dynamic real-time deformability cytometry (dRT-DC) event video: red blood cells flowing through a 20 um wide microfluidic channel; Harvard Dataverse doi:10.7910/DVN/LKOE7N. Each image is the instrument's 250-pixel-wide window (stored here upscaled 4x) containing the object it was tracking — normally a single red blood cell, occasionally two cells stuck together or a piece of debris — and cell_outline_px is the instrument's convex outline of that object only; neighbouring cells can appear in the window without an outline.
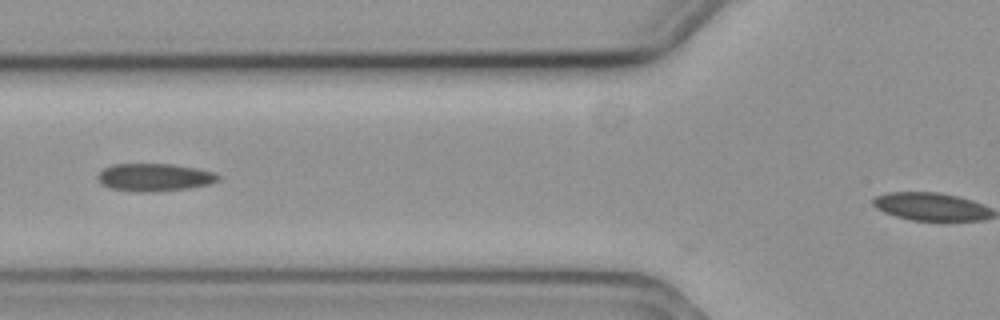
{"species": "common noctule bat (a hibernating species)", "species_latin": "Nyctalus noctula", "temperature_condition": "cold", "stored_images_in_passage": 37, "camera_frame_rate_fps": 3000, "um_per_image_px": 0.085, "animal": {"sex": "female", "body_mass_g": 19.3, "forearm_length_mm": 54.1}, "frame": {"image": 1, "passage_image": 9, "time_ms": 2.667, "image_size_px": [1000, 320], "cell_outline_px": [[220, 180], [208, 184], [188, 188], [156, 192], [136, 192], [112, 188], [100, 184], [96, 176], [104, 168], [112, 164], [172, 164], [196, 168], [212, 172], [220, 176]], "centroid_in_image_um": [13.1, 15.07], "position_along_channel_um": 112.7, "area_um2": 19.48}}
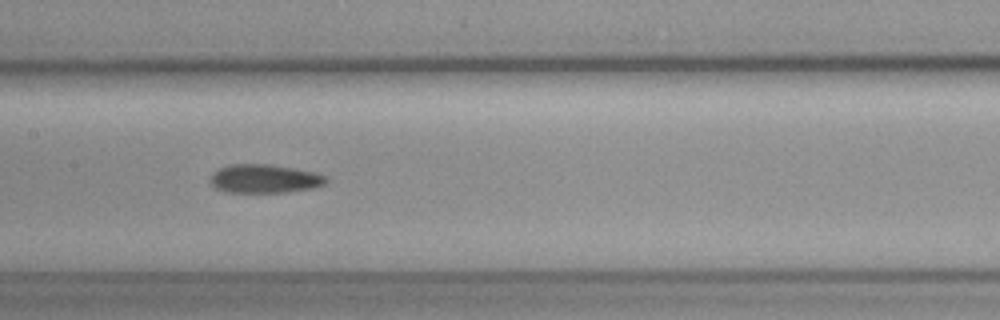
{"frame": {"image": 2, "passage_image": 15, "time_ms": 4.667, "image_size_px": [1000, 320], "cell_outline_px": [[328, 180], [324, 184], [312, 188], [284, 192], [228, 192], [212, 188], [208, 180], [212, 172], [228, 164], [268, 164], [292, 168], [312, 172], [324, 176]], "centroid_in_image_um": [22.38, 15.19], "position_along_channel_um": 185.0, "area_um2": 19.31}}
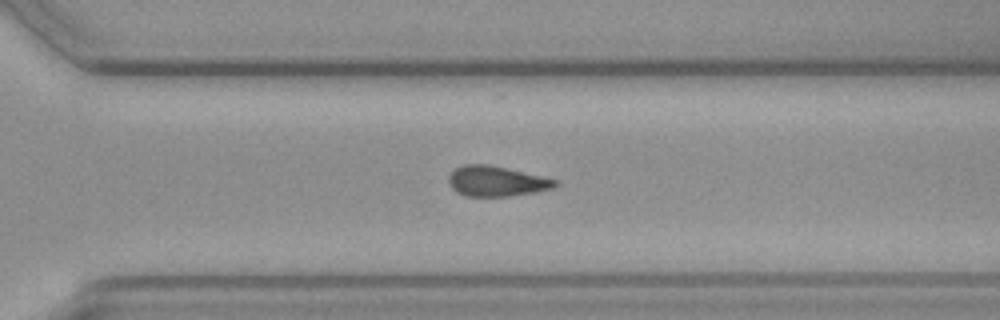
{"frame": {"image": 3, "passage_image": 27, "time_ms": 8.667, "image_size_px": [1000, 320], "cell_outline_px": [[560, 184], [552, 188], [536, 192], [508, 196], [464, 196], [456, 192], [448, 184], [448, 176], [456, 168], [464, 164], [488, 164], [540, 176], [556, 180]], "centroid_in_image_um": [42.15, 15.41], "position_along_channel_um": 328.4, "area_um2": 18.67}, "authors_computed_cell_mechanics": {"area_um2": 19.1318, "velocity_mm_per_s": 3.5995, "shape_relaxation_time_tau1_ms": null, "shape_relaxation_time_tau2_ms": 5.0919, "deformation_change_tau1": null, "deformation_change_tau2": 0.1114}}